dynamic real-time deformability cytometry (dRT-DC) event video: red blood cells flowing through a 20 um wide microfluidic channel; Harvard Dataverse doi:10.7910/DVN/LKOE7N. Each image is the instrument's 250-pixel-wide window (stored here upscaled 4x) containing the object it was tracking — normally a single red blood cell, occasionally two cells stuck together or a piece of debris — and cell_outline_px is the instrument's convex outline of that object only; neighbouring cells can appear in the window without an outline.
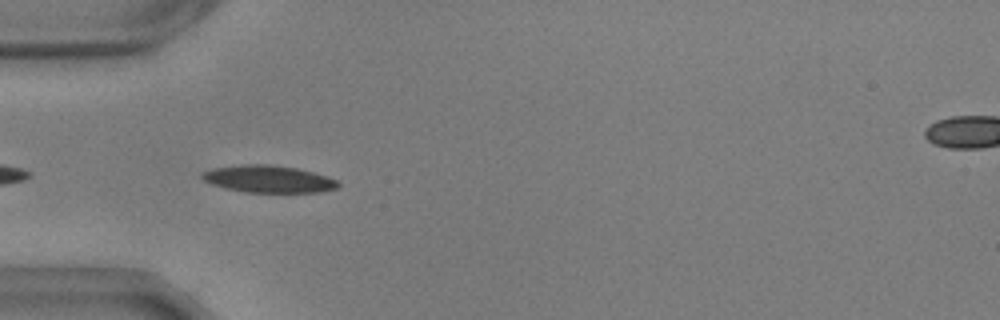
{"species": "common noctule bat (a hibernating species)", "species_latin": "Nyctalus noctula", "temperature_condition": "warm", "stored_images_in_passage": 35, "camera_frame_rate_fps": 3000, "um_per_image_px": 0.085, "animal": {"sex": "male", "body_mass_g": 17.9, "forearm_length_mm": 54.2}, "frame": {"image": 1, "passage_image": 3, "time_ms": 0.667, "image_size_px": [1000, 320], "cell_outline_px": [[340, 184], [336, 188], [320, 192], [244, 192], [212, 184], [204, 180], [200, 176], [204, 172], [212, 168], [240, 164], [268, 164], [296, 168], [328, 176], [336, 180]], "centroid_in_image_um": [22.82, 15.21], "position_along_channel_um": 62.2, "area_um2": 21.39}}
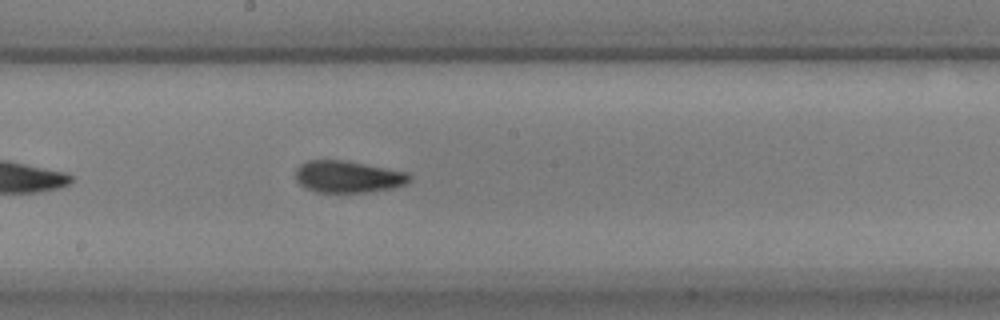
{"frame": {"image": 2, "passage_image": 16, "time_ms": 5.0, "image_size_px": [1000, 320], "cell_outline_px": [[412, 180], [408, 184], [392, 188], [368, 192], [316, 192], [304, 188], [296, 180], [296, 168], [300, 164], [308, 160], [344, 160], [388, 168], [408, 172], [412, 176]], "centroid_in_image_um": [29.61, 15.02], "position_along_channel_um": 218.6, "area_um2": 21.44}}
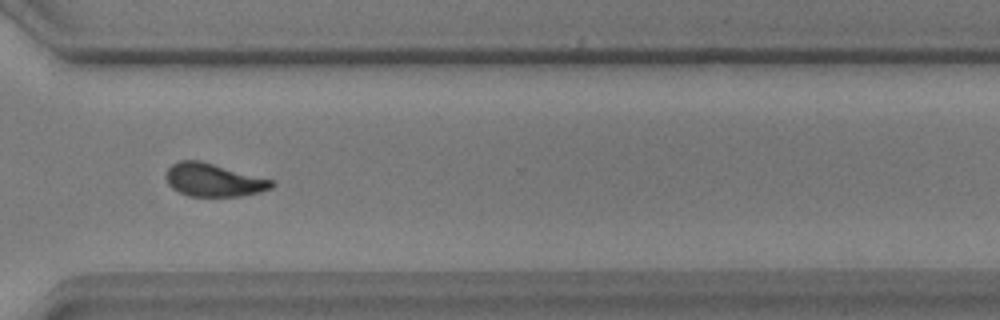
{"frame": {"image": 3, "passage_image": 27, "time_ms": 8.667, "image_size_px": [1000, 320], "cell_outline_px": [[276, 184], [272, 188], [260, 192], [240, 196], [188, 196], [172, 188], [168, 184], [164, 176], [168, 168], [172, 164], [180, 160], [200, 160], [276, 180]], "centroid_in_image_um": [18.18, 15.29], "position_along_channel_um": 352.4, "area_um2": 20.69}, "authors_computed_cell_mechanics": {"area_um2": 21.1548, "velocity_mm_per_s": 3.6468, "shape_relaxation_time_tau1_ms": 4.3039, "shape_relaxation_time_tau2_ms": 2.2773, "deformation_change_tau1": 0.1306, "deformation_change_tau2": 0.0776}}